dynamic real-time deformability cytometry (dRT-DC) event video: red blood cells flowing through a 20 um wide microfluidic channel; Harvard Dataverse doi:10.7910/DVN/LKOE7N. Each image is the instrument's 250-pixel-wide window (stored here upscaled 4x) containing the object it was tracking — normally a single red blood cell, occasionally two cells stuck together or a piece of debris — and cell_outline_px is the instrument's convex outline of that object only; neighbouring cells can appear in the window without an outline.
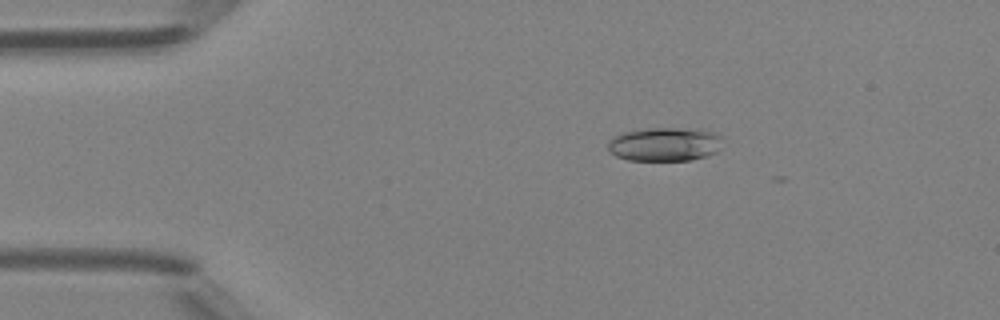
{"species": "Egyptian fruit bat (a non-hibernating species)", "species_latin": "Rousettus aegyptiacus", "temperature_condition": "room temperature", "stored_images_in_passage": 41, "camera_frame_rate_fps": 3000, "um_per_image_px": 0.085, "animal": {"sex": "female"}, "frame": {"image": 1, "passage_image": 9, "time_ms": 2.667, "image_size_px": [1000, 320], "cell_outline_px": [[724, 136], [716, 152], [692, 160], [628, 160], [616, 156], [608, 148], [608, 140], [612, 136], [624, 132], [648, 128], [700, 128], [716, 132]], "centroid_in_image_um": [56.53, 12.24], "position_along_channel_um": 28.5, "area_um2": 22.83}}
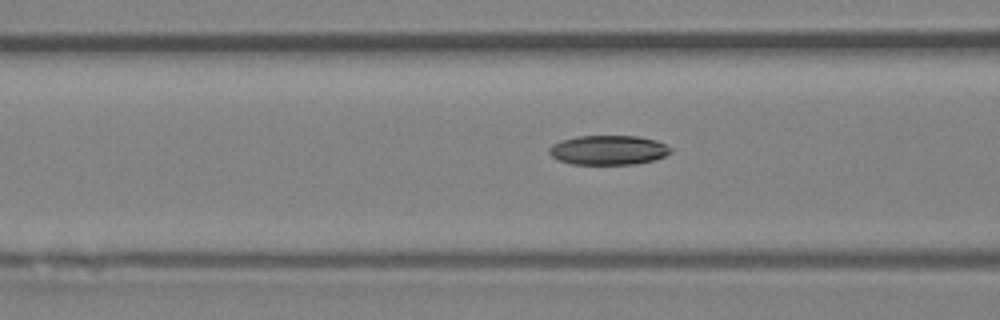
{"frame": {"image": 2, "passage_image": 19, "time_ms": 6.0, "image_size_px": [1000, 320], "cell_outline_px": [[672, 152], [656, 160], [636, 164], [572, 164], [556, 160], [548, 152], [548, 148], [552, 144], [560, 140], [576, 136], [636, 136], [656, 140], [672, 148]], "centroid_in_image_um": [51.69, 12.76], "position_along_channel_um": 114.9, "area_um2": 21.1}}
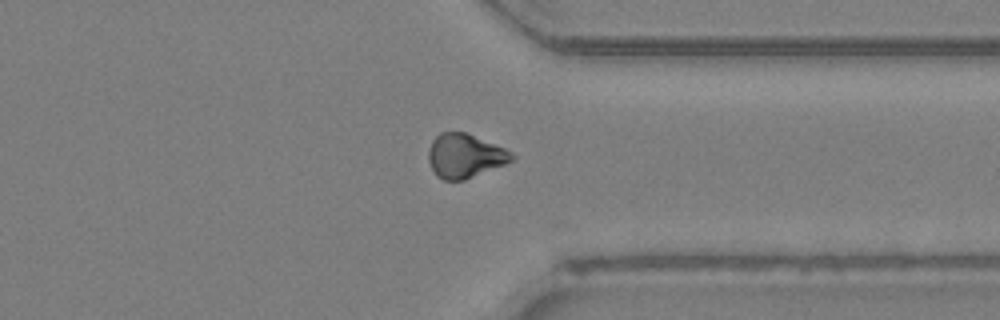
{"frame": {"image": 3, "passage_image": 37, "time_ms": 12.0, "image_size_px": [1000, 320], "cell_outline_px": [[516, 156], [512, 160], [504, 164], [464, 180], [444, 180], [436, 176], [428, 160], [428, 148], [432, 140], [440, 132], [464, 132], [504, 148], [512, 152]], "centroid_in_image_um": [39.48, 13.25], "position_along_channel_um": 371.9, "area_um2": 21.15}, "authors_computed_cell_mechanics": {"area_um2": 21.5594, "velocity_mm_per_s": 4.3077, "shape_relaxation_time_tau1_ms": 8.0104, "shape_relaxation_time_tau2_ms": 4.811, "deformation_change_tau1": 0.1803, "deformation_change_tau2": 0.0997}}